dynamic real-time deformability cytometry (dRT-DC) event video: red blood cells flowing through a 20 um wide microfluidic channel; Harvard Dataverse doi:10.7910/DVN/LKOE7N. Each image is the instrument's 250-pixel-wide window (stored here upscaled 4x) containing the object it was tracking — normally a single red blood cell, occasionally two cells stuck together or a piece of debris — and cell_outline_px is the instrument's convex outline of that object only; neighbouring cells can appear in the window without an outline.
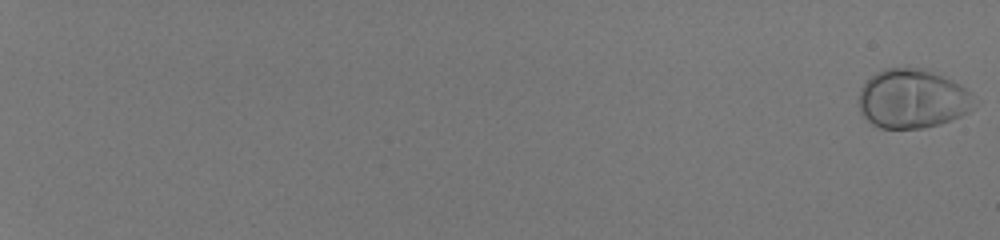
{"species": "human", "species_latin": "Homo sapiens", "temperature_condition": "room temperature", "stored_images_in_passage": 57, "camera_frame_rate_fps": 3000, "um_per_image_px": 0.085, "donor": {"sex": "male"}, "frame": {"image": 1, "passage_image": 1, "time_ms": 0.0, "image_size_px": [1000, 240], "cell_outline_px": [[980, 100], [968, 112], [960, 116], [940, 124], [924, 128], [880, 128], [872, 124], [860, 112], [860, 88], [876, 72], [884, 68], [924, 68], [952, 80], [960, 84], [972, 92]], "centroid_in_image_um": [77.62, 8.4], "position_along_channel_um": 7.4, "area_um2": 40.06}}
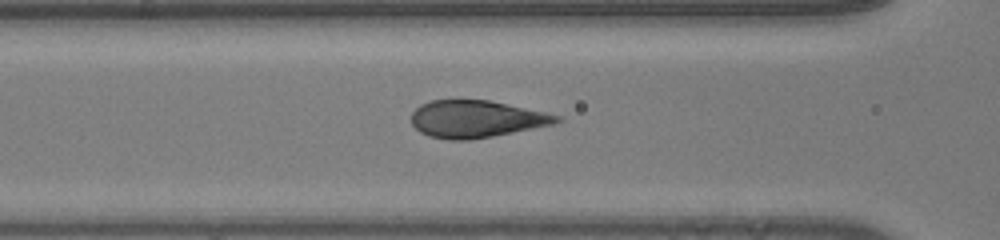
{"frame": {"image": 2, "passage_image": 31, "time_ms": 10.0, "image_size_px": [1000, 240], "cell_outline_px": [[564, 120], [556, 124], [492, 136], [468, 140], [448, 140], [428, 136], [420, 132], [412, 124], [412, 112], [420, 104], [432, 100], [488, 100], [544, 112], [560, 116]], "centroid_in_image_um": [40.48, 10.12], "position_along_channel_um": 126.1, "area_um2": 31.39}}
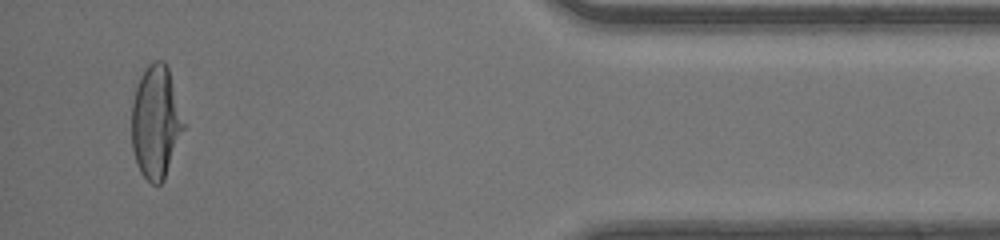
{"frame": {"image": 3, "passage_image": 55, "time_ms": 18.0, "image_size_px": [1000, 240], "cell_outline_px": [[184, 128], [164, 180], [160, 184], [152, 184], [140, 172], [132, 148], [132, 104], [136, 88], [140, 76], [144, 68], [148, 64], [156, 60], [164, 60], [168, 68], [184, 124]], "centroid_in_image_um": [13.22, 10.37], "position_along_channel_um": 422.0, "area_um2": 33.7}}